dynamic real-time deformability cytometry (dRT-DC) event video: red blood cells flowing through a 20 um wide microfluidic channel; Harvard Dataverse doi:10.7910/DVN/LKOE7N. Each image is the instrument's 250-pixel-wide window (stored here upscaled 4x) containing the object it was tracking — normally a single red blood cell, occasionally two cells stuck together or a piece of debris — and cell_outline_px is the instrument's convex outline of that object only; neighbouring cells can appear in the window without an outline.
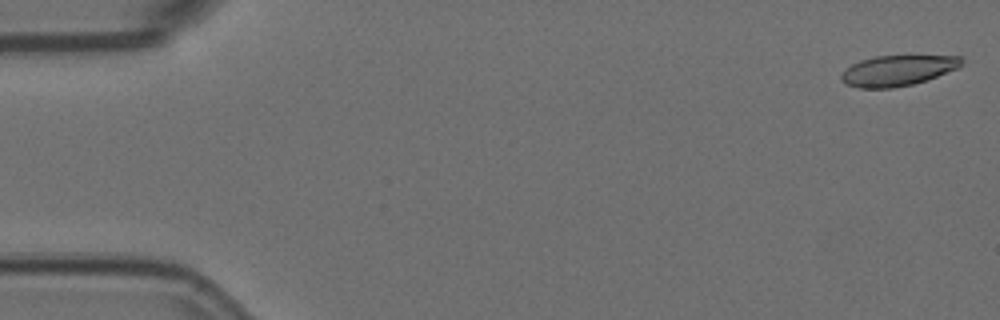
{"species": "Egyptian fruit bat (a non-hibernating species)", "species_latin": "Rousettus aegyptiacus", "temperature_condition": "room temperature", "stored_images_in_passage": 56, "camera_frame_rate_fps": 3000, "um_per_image_px": 0.085, "animal": {"sex": "female"}, "frame": {"image": 1, "passage_image": 1, "time_ms": 0.0, "image_size_px": [1000, 320], "cell_outline_px": [[964, 64], [960, 68], [912, 84], [892, 88], [860, 88], [844, 84], [840, 80], [840, 76], [852, 64], [860, 60], [876, 56], [960, 56], [964, 60]], "centroid_in_image_um": [76.31, 5.99], "position_along_channel_um": 8.7, "area_um2": 21.33}}
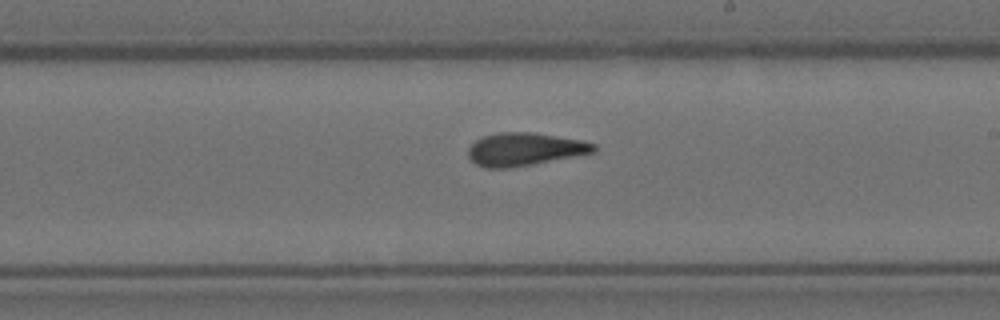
{"frame": {"image": 2, "passage_image": 32, "time_ms": 10.333, "image_size_px": [1000, 320], "cell_outline_px": [[596, 152], [532, 164], [508, 168], [484, 168], [476, 164], [468, 156], [468, 148], [476, 140], [484, 136], [500, 132], [536, 132], [580, 140], [596, 144]], "centroid_in_image_um": [44.59, 12.68], "position_along_channel_um": 244.4, "area_um2": 24.04}}
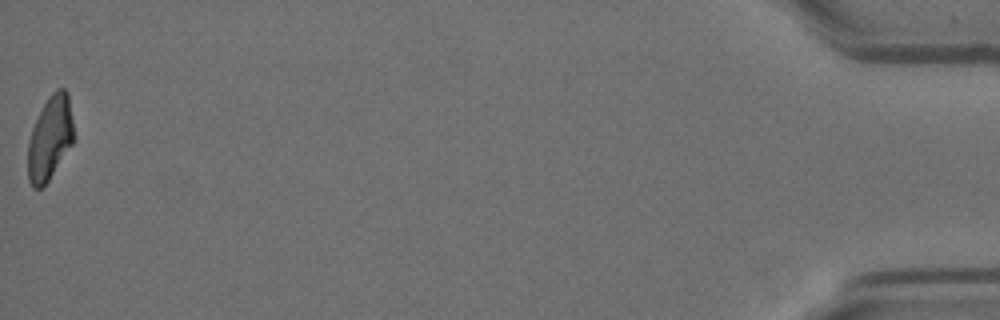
{"frame": {"image": 3, "passage_image": 56, "time_ms": 18.333, "image_size_px": [1000, 320], "cell_outline_px": [[76, 136], [72, 144], [48, 180], [40, 188], [32, 188], [28, 180], [28, 140], [32, 128], [48, 96], [56, 88], [64, 88], [68, 92]], "centroid_in_image_um": [4.27, 11.7], "position_along_channel_um": 430.9, "area_um2": 22.54}, "authors_computed_cell_mechanics": {"area_um2": 23.4957, "velocity_mm_per_s": 3.6018, "shape_relaxation_time_tau1_ms": null, "shape_relaxation_time_tau2_ms": 2.7554, "deformation_change_tau1": null, "deformation_change_tau2": 0.1132}}